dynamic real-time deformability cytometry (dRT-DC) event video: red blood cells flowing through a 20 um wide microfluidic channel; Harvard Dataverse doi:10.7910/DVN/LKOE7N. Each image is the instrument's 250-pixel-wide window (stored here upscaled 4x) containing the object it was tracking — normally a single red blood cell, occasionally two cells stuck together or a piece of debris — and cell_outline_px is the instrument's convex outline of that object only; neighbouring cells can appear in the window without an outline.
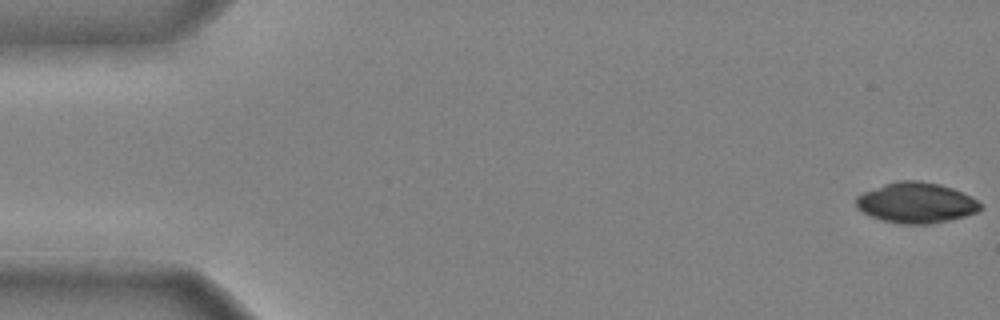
{"species": "common noctule bat (a hibernating species)", "species_latin": "Nyctalus noctula", "temperature_condition": "cold", "stored_images_in_passage": 48, "camera_frame_rate_fps": 3000, "um_per_image_px": 0.085, "animal": {"sex": "male", "body_mass_g": 20.4}, "frame": {"image": 1, "passage_image": 1, "time_ms": 0.0, "image_size_px": [1000, 320], "cell_outline_px": [[984, 208], [976, 212], [964, 216], [948, 220], [928, 224], [900, 224], [880, 220], [864, 212], [856, 204], [856, 196], [864, 192], [884, 184], [896, 180], [920, 180], [940, 184], [952, 188], [976, 200]], "centroid_in_image_um": [77.86, 17.23], "position_along_channel_um": 7.1, "area_um2": 29.13}}
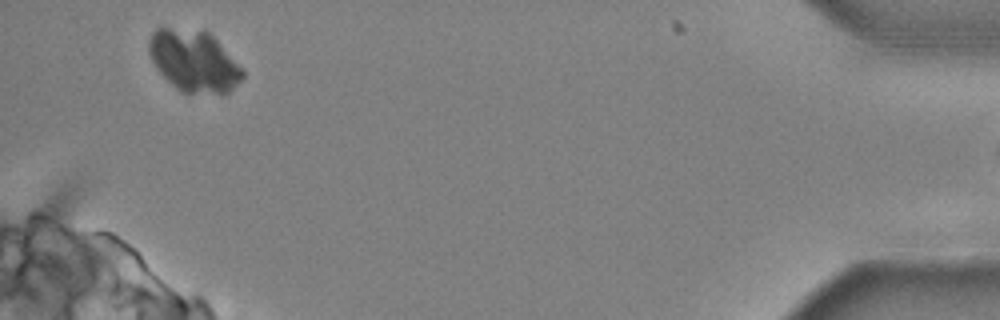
{"frame": {"image": 2, "passage_image": 47, "time_ms": 15.333, "image_size_px": [1000, 320], "cell_outline_px": [[244, 76], [228, 92], [180, 92], [156, 68], [148, 52], [148, 40], [152, 32], [156, 28], [168, 28], [208, 32], [216, 40], [244, 72]], "centroid_in_image_um": [16.42, 5.17], "position_along_channel_um": 418.8, "area_um2": 32.54}}